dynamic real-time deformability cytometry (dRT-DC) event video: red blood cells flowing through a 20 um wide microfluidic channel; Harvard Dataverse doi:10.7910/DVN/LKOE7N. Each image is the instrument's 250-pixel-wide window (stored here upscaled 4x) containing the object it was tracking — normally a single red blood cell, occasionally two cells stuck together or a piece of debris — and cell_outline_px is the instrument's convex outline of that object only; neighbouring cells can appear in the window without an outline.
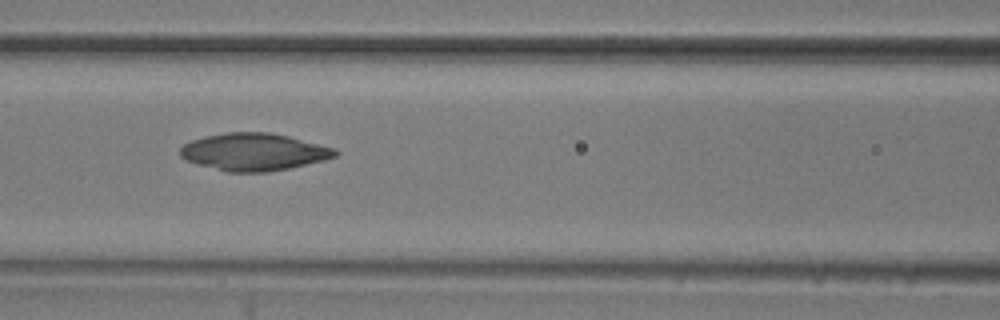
{"species": "common noctule bat (a hibernating species)", "species_latin": "Nyctalus noctula", "temperature_condition": "room temperature", "stored_images_in_passage": 54, "camera_frame_rate_fps": 3000, "um_per_image_px": 0.085, "animal": {"sex": "male", "body_mass_g": 20.5, "forearm_length_mm": 52.5}, "frame": {"image": 1, "passage_image": 23, "time_ms": 7.333, "image_size_px": [1000, 320], "cell_outline_px": [[340, 152], [336, 156], [324, 160], [288, 168], [268, 172], [228, 172], [196, 164], [180, 156], [180, 148], [184, 144], [192, 140], [204, 136], [228, 132], [268, 132], [288, 136], [336, 148]], "centroid_in_image_um": [21.58, 12.91], "position_along_channel_um": 145.0, "area_um2": 33.7}}
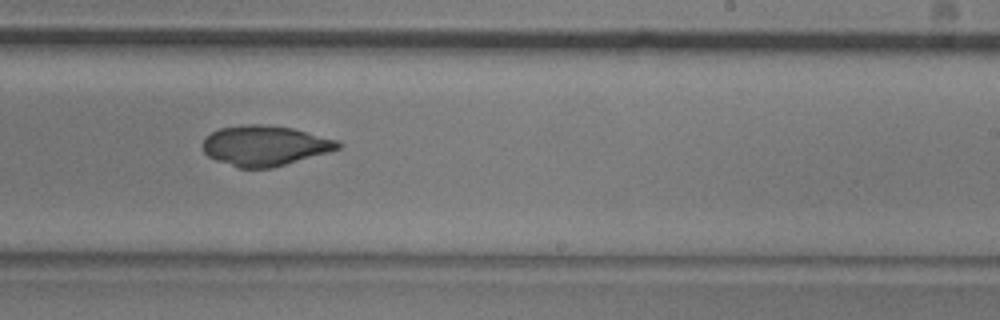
{"frame": {"image": 2, "passage_image": 33, "time_ms": 10.667, "image_size_px": [1000, 320], "cell_outline_px": [[344, 144], [340, 148], [328, 152], [272, 168], [236, 168], [216, 160], [208, 156], [204, 152], [204, 136], [220, 128], [244, 124], [260, 124], [292, 128], [340, 140]], "centroid_in_image_um": [22.53, 12.38], "position_along_channel_um": 266.5, "area_um2": 31.79}}
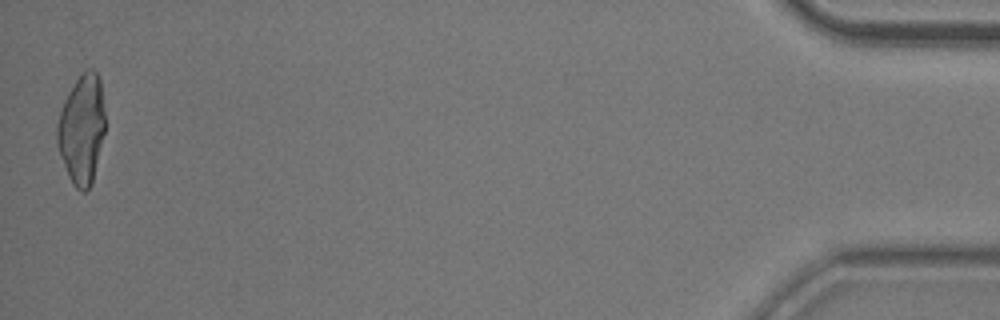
{"frame": {"image": 3, "passage_image": 54, "time_ms": 17.667, "image_size_px": [1000, 320], "cell_outline_px": [[104, 132], [92, 184], [84, 192], [80, 192], [72, 184], [68, 176], [56, 144], [56, 124], [64, 100], [68, 92], [76, 80], [88, 68], [92, 68], [96, 72], [100, 80], [104, 108]], "centroid_in_image_um": [6.93, 11.0], "position_along_channel_um": 428.3, "area_um2": 30.52}}